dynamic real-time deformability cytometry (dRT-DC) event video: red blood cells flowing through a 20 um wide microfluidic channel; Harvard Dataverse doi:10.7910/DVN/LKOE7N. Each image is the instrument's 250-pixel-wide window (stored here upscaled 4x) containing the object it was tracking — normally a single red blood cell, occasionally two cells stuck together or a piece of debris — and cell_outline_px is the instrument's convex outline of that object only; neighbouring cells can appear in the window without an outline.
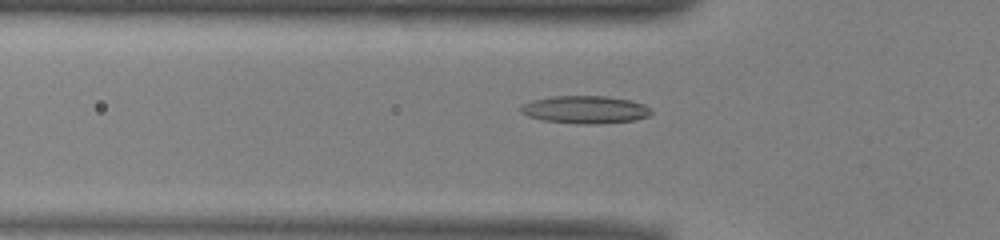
{"species": "common noctule bat (a hibernating species)", "species_latin": "Nyctalus noctula", "temperature_condition": "warm", "stored_images_in_passage": 51, "camera_frame_rate_fps": 3000, "um_per_image_px": 0.085, "animal": {"sex": "male", "body_mass_g": 13.0, "forearm_length_mm": 53.1}, "frame": {"image": 1, "passage_image": 15, "time_ms": 4.667, "image_size_px": [1000, 240], "cell_outline_px": [[652, 112], [648, 116], [636, 120], [596, 124], [576, 124], [544, 120], [528, 116], [520, 112], [520, 104], [532, 100], [552, 96], [604, 96], [628, 100], [644, 104]], "centroid_in_image_um": [49.69, 9.32], "position_along_channel_um": 76.1, "area_um2": 21.04}}
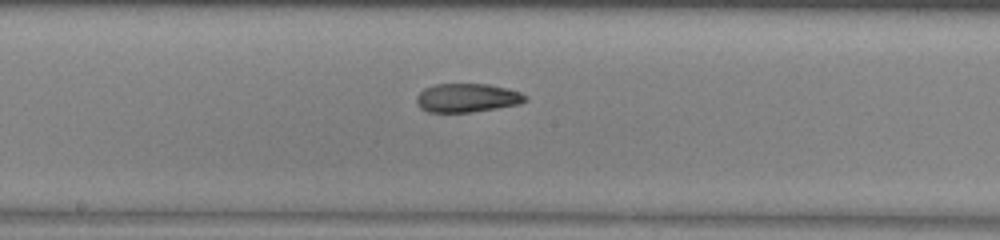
{"frame": {"image": 2, "passage_image": 25, "time_ms": 8.0, "image_size_px": [1000, 240], "cell_outline_px": [[528, 100], [520, 104], [472, 112], [428, 112], [420, 108], [416, 104], [416, 96], [424, 88], [436, 84], [488, 84], [520, 92], [528, 96]], "centroid_in_image_um": [39.69, 8.32], "position_along_channel_um": 208.5, "area_um2": 18.26}}
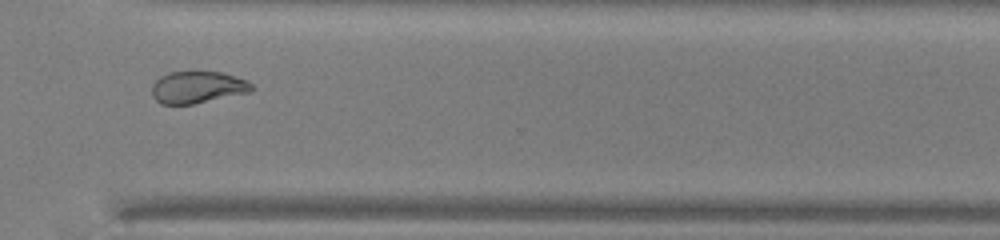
{"frame": {"image": 3, "passage_image": 36, "time_ms": 11.667, "image_size_px": [1000, 240], "cell_outline_px": [[256, 88], [252, 92], [192, 104], [160, 104], [152, 96], [152, 84], [160, 76], [168, 72], [192, 68], [224, 72], [248, 80]], "centroid_in_image_um": [16.82, 7.36], "position_along_channel_um": 353.8, "area_um2": 19.65}}